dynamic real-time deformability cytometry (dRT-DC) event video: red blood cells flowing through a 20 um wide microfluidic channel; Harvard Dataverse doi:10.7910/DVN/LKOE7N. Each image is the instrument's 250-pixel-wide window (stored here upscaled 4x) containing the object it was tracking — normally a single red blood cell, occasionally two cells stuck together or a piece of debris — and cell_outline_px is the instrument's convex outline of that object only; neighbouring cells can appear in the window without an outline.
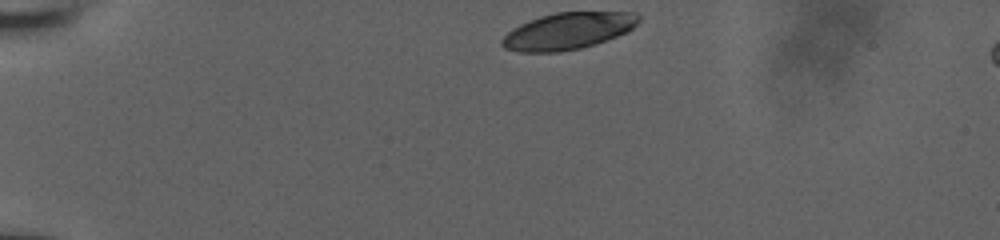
{"species": "human", "species_latin": "Homo sapiens", "temperature_condition": "room temperature", "stored_images_in_passage": 10, "camera_frame_rate_fps": 3000, "um_per_image_px": 0.085, "donor": {"sex": "male"}, "frame": {"image": 1, "passage_image": 1, "time_ms": 0.0, "image_size_px": [1000, 240], "cell_outline_px": [[640, 20], [628, 32], [596, 44], [580, 48], [560, 52], [520, 52], [504, 48], [500, 44], [500, 40], [512, 28], [528, 20], [540, 16], [556, 12], [636, 12], [640, 16]], "centroid_in_image_um": [48.27, 2.63], "position_along_channel_um": 36.7, "area_um2": 29.48}}